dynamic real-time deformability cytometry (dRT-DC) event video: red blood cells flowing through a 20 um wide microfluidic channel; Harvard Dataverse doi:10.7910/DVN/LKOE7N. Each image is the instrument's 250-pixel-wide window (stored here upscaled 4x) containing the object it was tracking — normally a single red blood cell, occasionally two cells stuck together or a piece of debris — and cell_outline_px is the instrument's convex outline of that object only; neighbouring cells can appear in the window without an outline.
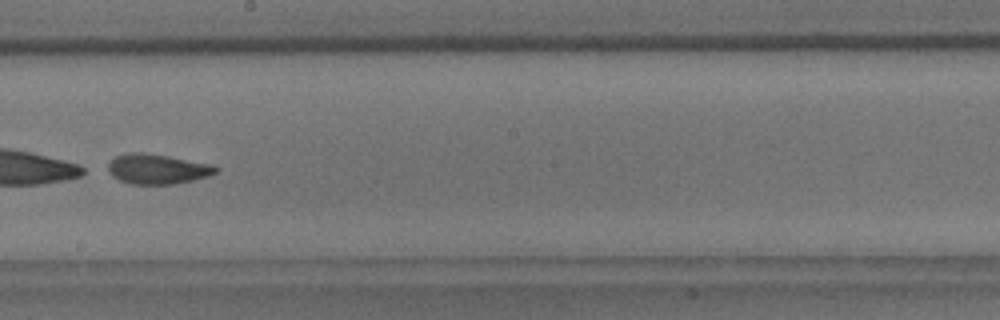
{"species": "common noctule bat (a hibernating species)", "species_latin": "Nyctalus noctula", "temperature_condition": "room temperature", "stored_images_in_passage": 9, "segment_of_instrument_passage": [2, 2], "camera_frame_rate_fps": 3000, "um_per_image_px": 0.085, "animal": {"sex": "male", "body_mass_g": 18.8}, "frame": {"image": 1, "passage_image": 9, "time_ms": 9.333, "image_size_px": [1000, 320], "cell_outline_px": [[220, 168], [216, 172], [208, 176], [192, 180], [172, 184], [132, 184], [120, 180], [112, 176], [108, 172], [108, 164], [116, 156], [128, 152], [140, 152], [168, 156], [212, 164]], "centroid_in_image_um": [13.37, 14.36], "position_along_channel_um": 234.8, "area_um2": 18.73}}